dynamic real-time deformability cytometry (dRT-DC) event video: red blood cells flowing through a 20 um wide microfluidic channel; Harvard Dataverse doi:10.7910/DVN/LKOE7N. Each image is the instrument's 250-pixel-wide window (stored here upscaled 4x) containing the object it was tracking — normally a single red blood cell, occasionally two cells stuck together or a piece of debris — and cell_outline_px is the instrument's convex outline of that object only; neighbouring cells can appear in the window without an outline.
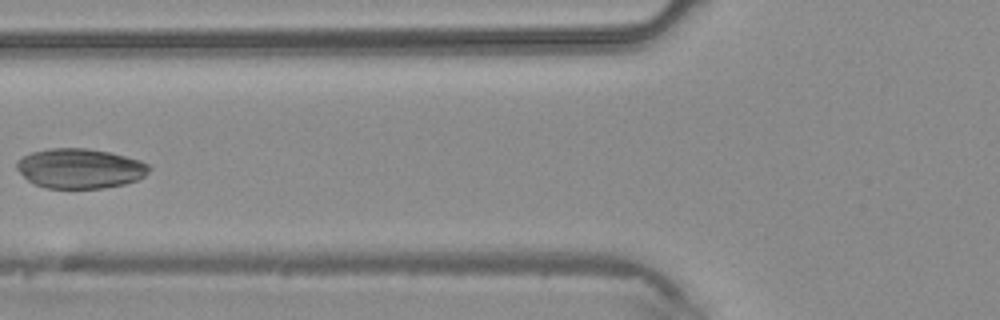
{"species": "common noctule bat (a hibernating species)", "species_latin": "Nyctalus noctula", "temperature_condition": "warm", "stored_images_in_passage": 5, "camera_frame_rate_fps": 3000, "um_per_image_px": 0.085, "animal": {"sex": "male", "body_mass_g": 20.4}, "frame": {"image": 1, "passage_image": 5, "time_ms": 1.333, "image_size_px": [1000, 320], "cell_outline_px": [[152, 168], [144, 176], [136, 180], [124, 184], [104, 188], [48, 188], [36, 184], [28, 180], [16, 168], [16, 164], [24, 156], [32, 152], [52, 148], [88, 148], [112, 152], [140, 160], [148, 164]], "centroid_in_image_um": [6.84, 14.31], "position_along_channel_um": 119.0, "area_um2": 30.63}}